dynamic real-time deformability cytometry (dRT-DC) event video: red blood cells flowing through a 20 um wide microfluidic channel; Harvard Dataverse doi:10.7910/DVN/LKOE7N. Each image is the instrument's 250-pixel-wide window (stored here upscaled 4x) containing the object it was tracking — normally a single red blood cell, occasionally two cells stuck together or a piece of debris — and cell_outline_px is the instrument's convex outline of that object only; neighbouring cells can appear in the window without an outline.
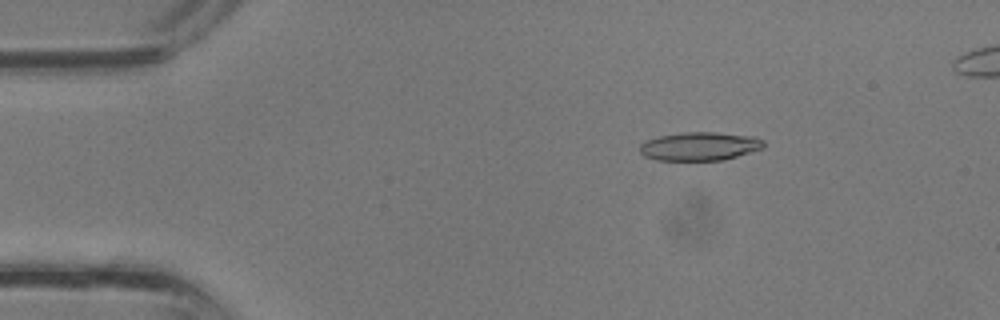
{"species": "common noctule bat (a hibernating species)", "species_latin": "Nyctalus noctula", "temperature_condition": "room temperature", "stored_images_in_passage": 35, "camera_frame_rate_fps": 3000, "um_per_image_px": 0.085, "animal": {"sex": "male", "body_mass_g": 13.3}, "frame": {"image": 1, "passage_image": 4, "time_ms": 1.0, "image_size_px": [1000, 320], "cell_outline_px": [[764, 148], [724, 160], [656, 160], [644, 156], [640, 152], [640, 144], [644, 140], [660, 136], [680, 132], [716, 132], [756, 136], [764, 140]], "centroid_in_image_um": [59.48, 12.42], "position_along_channel_um": 25.5, "area_um2": 20.81}}
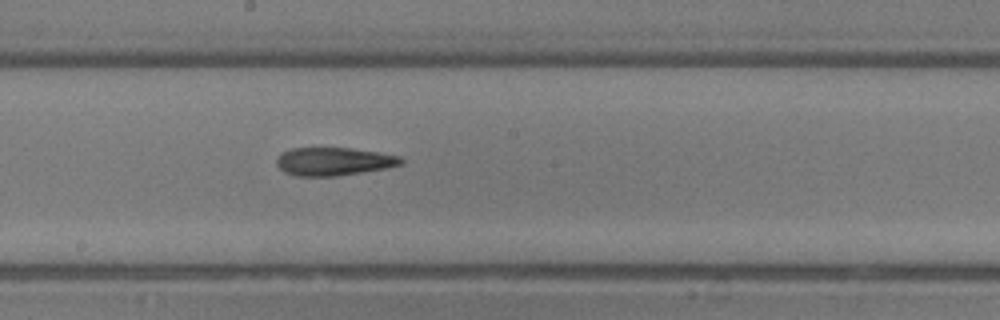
{"frame": {"image": 2, "passage_image": 18, "time_ms": 5.667, "image_size_px": [1000, 320], "cell_outline_px": [[404, 164], [388, 168], [336, 176], [296, 176], [284, 172], [276, 164], [276, 160], [280, 152], [292, 148], [352, 148], [380, 152], [400, 156], [404, 160]], "centroid_in_image_um": [28.39, 13.72], "position_along_channel_um": 219.8, "area_um2": 20.63}}
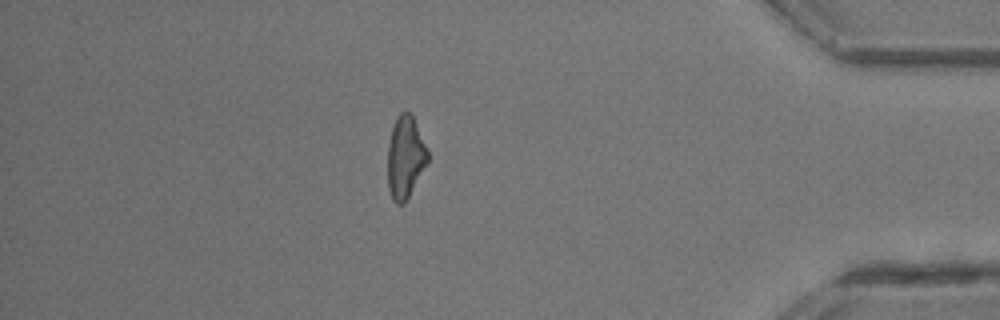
{"frame": {"image": 3, "passage_image": 30, "time_ms": 9.667, "image_size_px": [1000, 320], "cell_outline_px": [[428, 160], [404, 204], [396, 204], [392, 200], [388, 188], [388, 144], [392, 128], [396, 116], [400, 112], [412, 112], [428, 148]], "centroid_in_image_um": [34.45, 13.32], "position_along_channel_um": 400.8, "area_um2": 19.31}}